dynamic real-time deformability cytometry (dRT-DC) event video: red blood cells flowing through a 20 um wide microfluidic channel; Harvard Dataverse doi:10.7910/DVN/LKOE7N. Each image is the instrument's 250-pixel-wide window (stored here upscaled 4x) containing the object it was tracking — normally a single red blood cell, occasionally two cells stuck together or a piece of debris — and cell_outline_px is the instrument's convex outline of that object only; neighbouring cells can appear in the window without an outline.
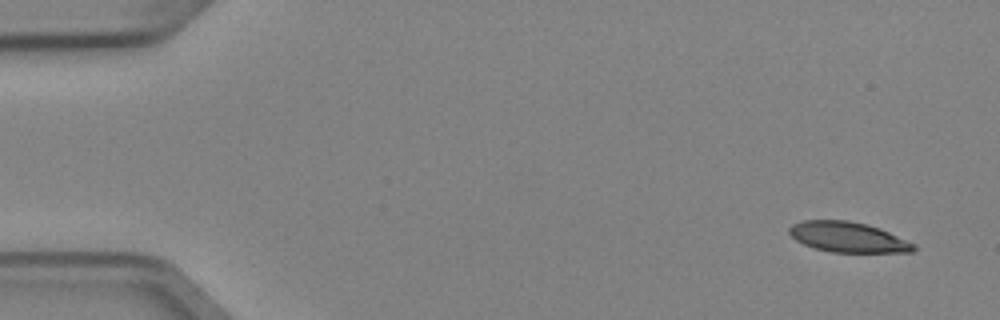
{"species": "Egyptian fruit bat (a non-hibernating species)", "species_latin": "Rousettus aegyptiacus", "temperature_condition": "cold", "stored_images_in_passage": 5, "camera_frame_rate_fps": 3000, "um_per_image_px": 0.085, "animal": {"sex": "female"}, "frame": {"image": 1, "passage_image": 1, "time_ms": 0.0, "image_size_px": [1000, 320], "cell_outline_px": [[916, 248], [912, 252], [832, 252], [812, 248], [796, 240], [788, 232], [788, 228], [792, 224], [804, 220], [848, 220], [868, 224], [880, 228], [916, 244]], "centroid_in_image_um": [72.07, 20.15], "position_along_channel_um": 12.9, "area_um2": 22.08}}
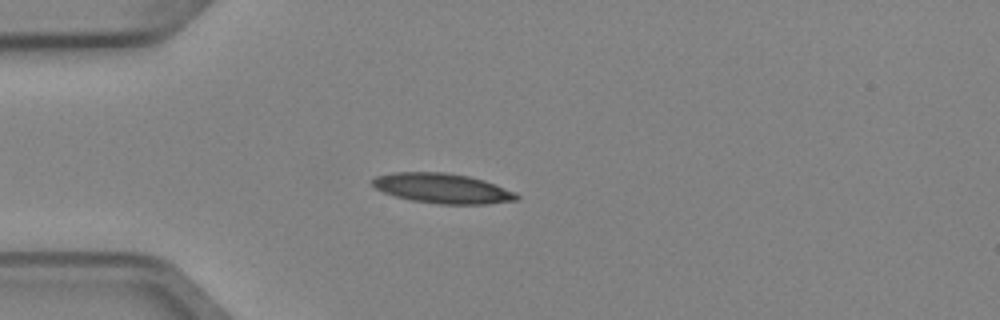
{"frame": {"image": 2, "passage_image": 4, "time_ms": 1.0, "image_size_px": [1000, 320], "cell_outline_px": [[520, 196], [516, 200], [488, 204], [440, 204], [412, 200], [396, 196], [384, 192], [376, 188], [372, 184], [372, 180], [376, 176], [392, 172], [444, 172], [468, 176], [484, 180], [516, 192]], "centroid_in_image_um": [37.62, 16.0], "position_along_channel_um": 47.4, "area_um2": 25.03}}